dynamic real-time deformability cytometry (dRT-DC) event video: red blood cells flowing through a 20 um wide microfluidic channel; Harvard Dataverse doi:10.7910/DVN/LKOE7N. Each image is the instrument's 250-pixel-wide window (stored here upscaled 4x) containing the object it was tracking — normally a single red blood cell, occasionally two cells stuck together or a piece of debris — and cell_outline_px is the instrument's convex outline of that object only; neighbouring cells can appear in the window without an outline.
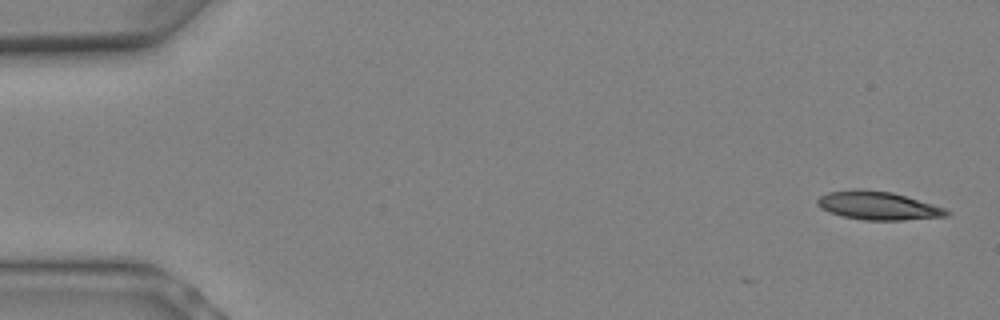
{"species": "Egyptian fruit bat (a non-hibernating species)", "species_latin": "Rousettus aegyptiacus", "temperature_condition": "warm", "stored_images_in_passage": 5, "camera_frame_rate_fps": 3000, "um_per_image_px": 0.085, "animal": {"sex": "female"}, "frame": {"image": 1, "passage_image": 1, "time_ms": 0.0, "image_size_px": [1000, 320], "cell_outline_px": [[952, 212], [948, 216], [904, 220], [864, 220], [844, 216], [828, 212], [820, 208], [816, 204], [816, 200], [820, 196], [828, 192], [856, 188], [860, 188], [892, 192], [932, 204], [944, 208]], "centroid_in_image_um": [74.6, 17.47], "position_along_channel_um": 10.4, "area_um2": 21.44}}